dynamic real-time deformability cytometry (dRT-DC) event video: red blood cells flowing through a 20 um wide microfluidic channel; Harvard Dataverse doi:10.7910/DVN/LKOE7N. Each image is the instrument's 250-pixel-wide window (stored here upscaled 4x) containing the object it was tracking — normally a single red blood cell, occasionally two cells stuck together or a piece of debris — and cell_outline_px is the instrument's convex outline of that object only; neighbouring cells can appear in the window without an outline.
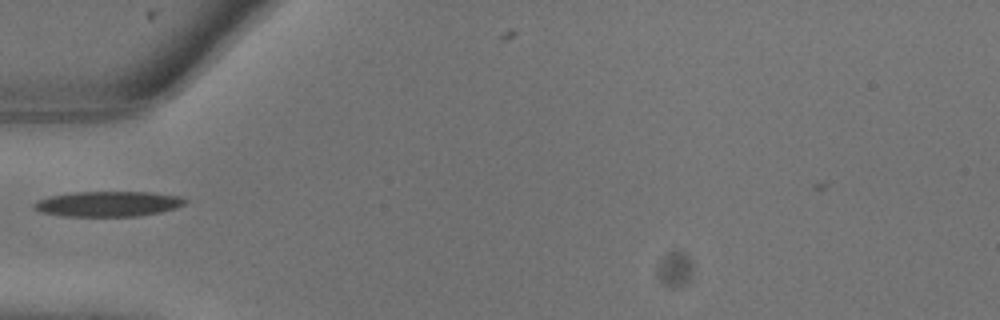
{"species": "common noctule bat (a hibernating species)", "species_latin": "Nyctalus noctula", "temperature_condition": "warm", "stored_images_in_passage": 17, "camera_frame_rate_fps": 3000, "um_per_image_px": 0.085, "animal": {"sex": "male", "body_mass_g": 13.3}, "frame": {"image": 1, "passage_image": 2, "time_ms": 0.333, "image_size_px": [1000, 320], "cell_outline_px": [[188, 204], [176, 208], [160, 212], [140, 216], [60, 216], [40, 212], [32, 208], [32, 204], [36, 200], [48, 196], [76, 192], [148, 192], [180, 196], [188, 200]], "centroid_in_image_um": [9.18, 17.33], "position_along_channel_um": 75.8, "area_um2": 22.54}}
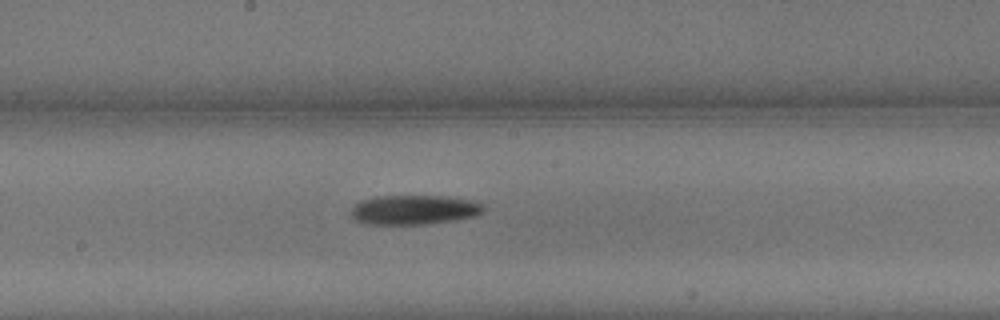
{"frame": {"image": 2, "passage_image": 7, "time_ms": 2.0, "image_size_px": [1000, 320], "cell_outline_px": [[484, 212], [472, 216], [456, 220], [424, 224], [364, 224], [356, 220], [348, 212], [352, 204], [360, 200], [376, 196], [448, 196], [476, 200], [484, 204]], "centroid_in_image_um": [35.17, 17.82], "position_along_channel_um": 213.0, "area_um2": 23.24}}
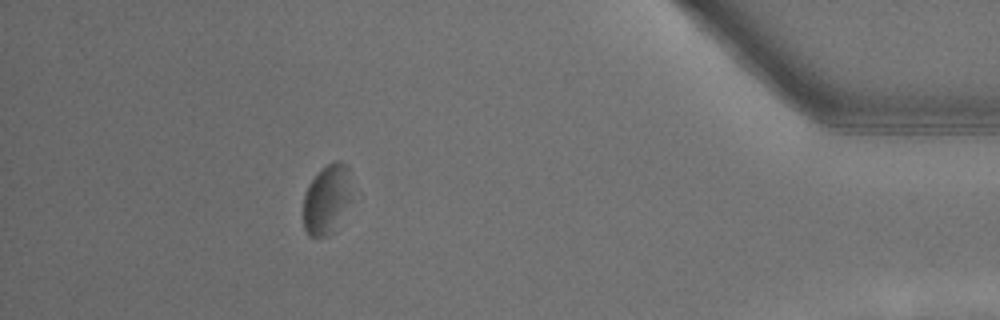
{"frame": {"image": 3, "passage_image": 16, "time_ms": 5.0, "image_size_px": [1000, 320], "cell_outline_px": [[348, 200], [332, 232], [324, 236], [308, 236], [304, 228], [304, 192], [308, 184], [316, 172], [320, 168], [332, 160], [340, 160], [348, 168]], "centroid_in_image_um": [27.69, 16.88], "position_along_channel_um": 407.5, "area_um2": 18.9}}